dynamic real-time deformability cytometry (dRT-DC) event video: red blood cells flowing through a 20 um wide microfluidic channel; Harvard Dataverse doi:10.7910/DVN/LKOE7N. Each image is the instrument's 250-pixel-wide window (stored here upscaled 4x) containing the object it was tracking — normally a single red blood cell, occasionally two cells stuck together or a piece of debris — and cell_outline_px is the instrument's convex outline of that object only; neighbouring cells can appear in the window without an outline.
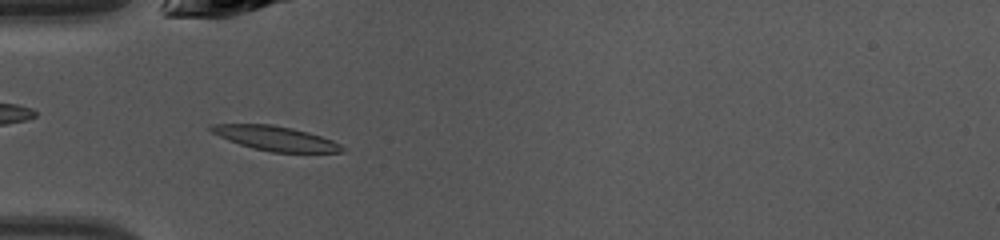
{"species": "common noctule bat (a hibernating species)", "species_latin": "Nyctalus noctula", "temperature_condition": "warm", "stored_images_in_passage": 34, "camera_frame_rate_fps": 3000, "um_per_image_px": 0.085, "animal": {"sex": "female", "body_mass_g": 10.0, "forearm_length_mm": 53.1}, "frame": {"image": 1, "passage_image": 2, "time_ms": 0.333, "image_size_px": [1000, 240], "cell_outline_px": [[344, 152], [272, 152], [252, 148], [228, 140], [212, 132], [208, 128], [212, 124], [272, 124], [292, 128], [308, 132], [332, 140], [340, 144], [344, 148]], "centroid_in_image_um": [23.41, 11.75], "position_along_channel_um": 61.6, "area_um2": 18.55}}
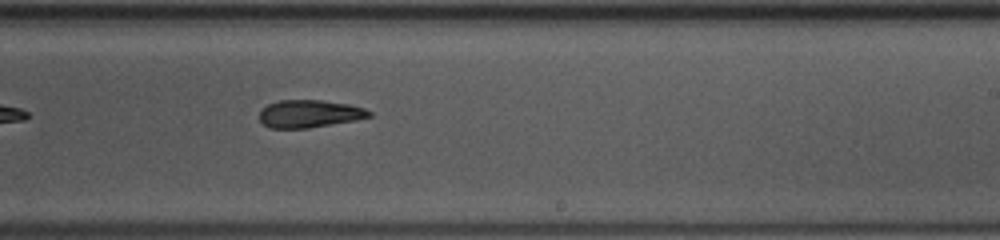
{"frame": {"image": 2, "passage_image": 16, "time_ms": 5.0, "image_size_px": [1000, 240], "cell_outline_px": [[372, 116], [356, 120], [308, 128], [272, 128], [264, 124], [260, 120], [260, 112], [268, 104], [280, 100], [320, 100], [348, 104], [364, 108], [372, 112]], "centroid_in_image_um": [26.33, 9.67], "position_along_channel_um": 262.7, "area_um2": 17.51}}
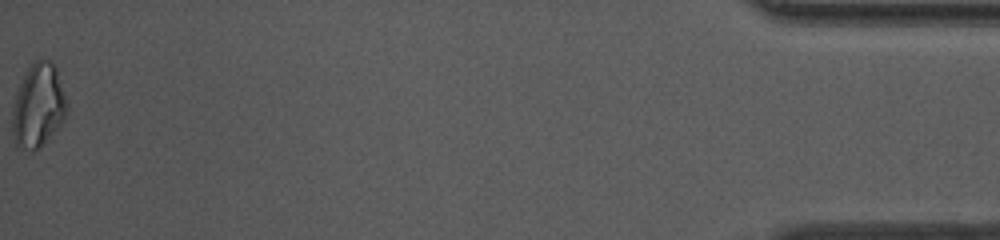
{"frame": {"image": 3, "passage_image": 34, "time_ms": 11.0, "image_size_px": [1000, 240], "cell_outline_px": [[68, 112], [64, 120], [32, 152], [16, 148], [12, 136], [12, 108], [20, 84], [28, 68], [40, 56], [52, 60], [56, 68], [68, 104]], "centroid_in_image_um": [3.24, 8.96], "position_along_channel_um": 432.0, "area_um2": 26.59}, "authors_computed_cell_mechanics": {"area_um2": 18.6116, "velocity_mm_per_s": 4.3469, "shape_relaxation_time_tau1_ms": 8.6674, "shape_relaxation_time_tau2_ms": 2.546, "deformation_change_tau1": 0.2306, "deformation_change_tau2": 0.1127}}